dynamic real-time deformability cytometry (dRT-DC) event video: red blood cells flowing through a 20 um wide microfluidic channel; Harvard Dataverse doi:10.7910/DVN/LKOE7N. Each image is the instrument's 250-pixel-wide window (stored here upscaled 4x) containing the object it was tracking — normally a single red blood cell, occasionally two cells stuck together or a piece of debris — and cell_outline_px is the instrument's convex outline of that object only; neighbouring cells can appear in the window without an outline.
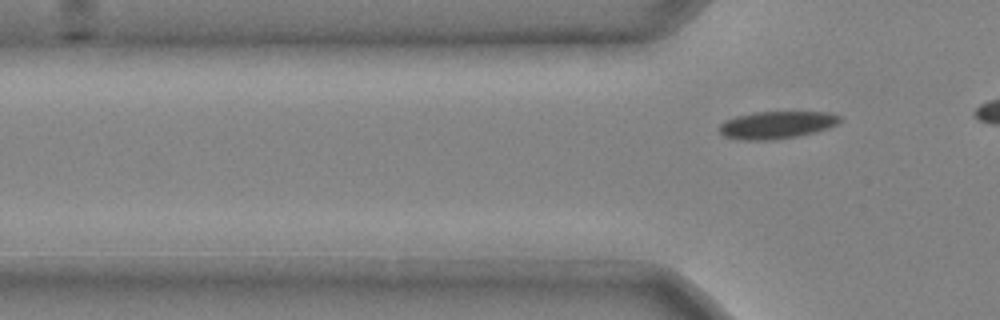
{"species": "common noctule bat (a hibernating species)", "species_latin": "Nyctalus noctula", "temperature_condition": "cold", "stored_images_in_passage": 5, "camera_frame_rate_fps": 3000, "um_per_image_px": 0.085, "animal": {"sex": "male", "body_mass_g": 20.4}, "frame": {"image": 1, "passage_image": 5, "time_ms": 1.333, "image_size_px": [1000, 320], "cell_outline_px": [[840, 120], [836, 124], [828, 128], [816, 132], [796, 136], [772, 140], [744, 140], [724, 136], [720, 132], [720, 124], [724, 120], [736, 116], [756, 112], [828, 112], [840, 116]], "centroid_in_image_um": [66.0, 10.62], "position_along_channel_um": 59.8, "area_um2": 19.13}}